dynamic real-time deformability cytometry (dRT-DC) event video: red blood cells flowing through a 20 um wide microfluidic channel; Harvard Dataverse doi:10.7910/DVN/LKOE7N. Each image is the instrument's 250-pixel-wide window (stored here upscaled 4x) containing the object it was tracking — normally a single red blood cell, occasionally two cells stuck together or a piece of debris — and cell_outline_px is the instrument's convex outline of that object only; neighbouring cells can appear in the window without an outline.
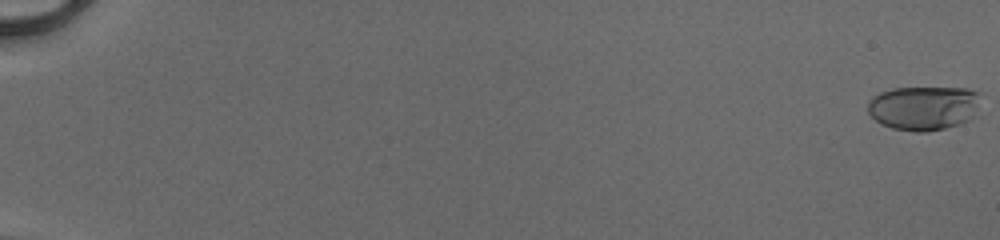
{"species": "human", "species_latin": "Homo sapiens", "temperature_condition": "cold", "stored_images_in_passage": 53, "camera_frame_rate_fps": 3000, "um_per_image_px": 0.085, "donor": {"sex": "male"}, "frame": {"image": 1, "passage_image": 1, "time_ms": 0.0, "image_size_px": [1000, 240], "cell_outline_px": [[980, 92], [968, 120], [960, 124], [928, 132], [916, 132], [892, 128], [880, 124], [868, 112], [868, 100], [872, 96], [880, 92], [892, 88], [968, 88]], "centroid_in_image_um": [78.42, 9.17], "position_along_channel_um": 6.6, "area_um2": 28.78}}
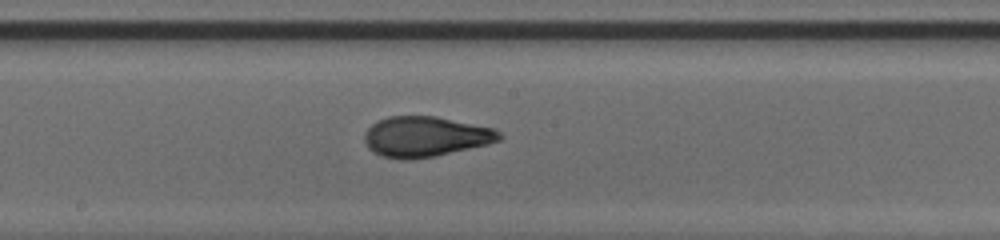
{"frame": {"image": 2, "passage_image": 32, "time_ms": 10.333, "image_size_px": [1000, 240], "cell_outline_px": [[504, 136], [500, 140], [488, 144], [436, 156], [408, 160], [404, 160], [380, 156], [372, 152], [368, 148], [364, 140], [364, 132], [372, 124], [388, 116], [436, 116], [496, 128]], "centroid_in_image_um": [36.17, 11.62], "position_along_channel_um": 212.0, "area_um2": 32.02}}
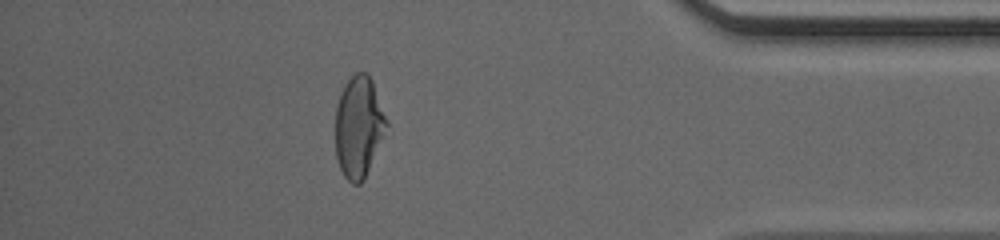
{"frame": {"image": 3, "passage_image": 48, "time_ms": 15.667, "image_size_px": [1000, 240], "cell_outline_px": [[388, 124], [364, 180], [360, 184], [352, 184], [344, 176], [340, 168], [336, 156], [336, 108], [340, 92], [344, 84], [356, 72], [368, 72], [372, 80], [388, 120]], "centroid_in_image_um": [30.49, 10.76], "position_along_channel_um": 404.7, "area_um2": 30.11}}